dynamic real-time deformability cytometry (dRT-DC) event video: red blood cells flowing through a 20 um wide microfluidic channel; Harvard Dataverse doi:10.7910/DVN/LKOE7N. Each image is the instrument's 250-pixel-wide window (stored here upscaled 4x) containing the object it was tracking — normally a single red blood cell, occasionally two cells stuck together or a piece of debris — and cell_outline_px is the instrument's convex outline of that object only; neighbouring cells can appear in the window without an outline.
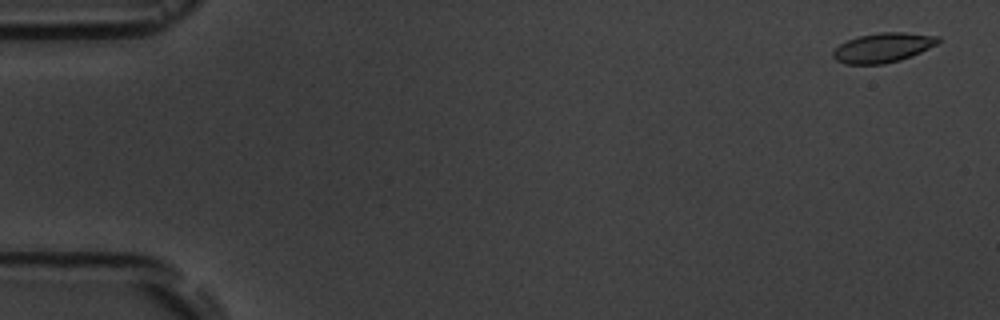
{"species": "common noctule bat (a hibernating species)", "species_latin": "Nyctalus noctula", "temperature_condition": "room temperature", "stored_images_in_passage": 7, "camera_frame_rate_fps": 3000, "um_per_image_px": 0.085, "animal": {"sex": "male", "body_mass_g": 19.5, "forearm_length_mm": 54.6}, "frame": {"image": 1, "passage_image": 1, "time_ms": 0.0, "image_size_px": [1000, 320], "cell_outline_px": [[940, 40], [936, 44], [912, 56], [900, 60], [884, 64], [844, 64], [836, 60], [832, 56], [832, 52], [840, 44], [848, 40], [860, 36], [880, 32], [904, 32], [940, 36]], "centroid_in_image_um": [75.05, 4.05], "position_along_channel_um": 10.0, "area_um2": 18.03}}
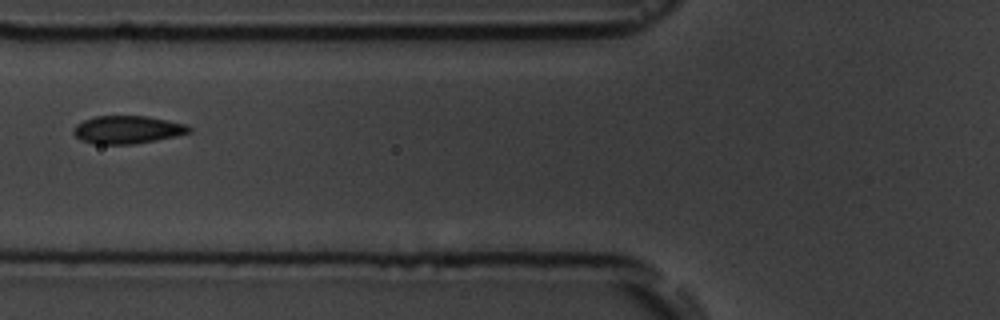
{"frame": {"image": 2, "passage_image": 7, "time_ms": 6.667, "image_size_px": [1000, 320], "cell_outline_px": [[192, 132], [176, 136], [156, 140], [132, 144], [92, 144], [80, 140], [72, 132], [72, 128], [76, 124], [84, 120], [96, 116], [148, 116], [168, 120], [184, 124], [192, 128]], "centroid_in_image_um": [10.81, 11.02], "position_along_channel_um": 115.0, "area_um2": 18.9}}